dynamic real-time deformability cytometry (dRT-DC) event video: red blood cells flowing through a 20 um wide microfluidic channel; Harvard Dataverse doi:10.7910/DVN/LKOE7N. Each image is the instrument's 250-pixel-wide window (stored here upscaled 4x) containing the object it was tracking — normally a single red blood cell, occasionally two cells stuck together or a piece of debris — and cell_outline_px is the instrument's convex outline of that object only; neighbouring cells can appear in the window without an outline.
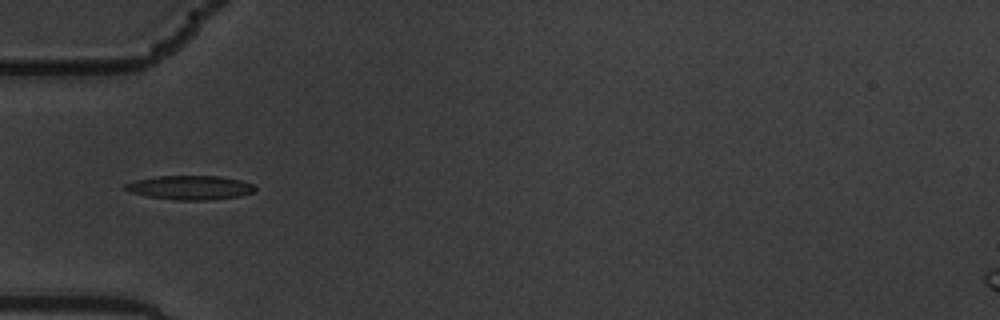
{"species": "common noctule bat (a hibernating species)", "species_latin": "Nyctalus noctula", "temperature_condition": "warm", "stored_images_in_passage": 9, "camera_frame_rate_fps": 3000, "um_per_image_px": 0.085, "animal": {"sex": "male", "body_mass_g": 19.5, "forearm_length_mm": 54.6}, "frame": {"image": 1, "passage_image": 6, "time_ms": 1.667, "image_size_px": [1000, 320], "cell_outline_px": [[256, 188], [252, 192], [240, 196], [208, 200], [176, 200], [148, 196], [128, 192], [124, 188], [124, 184], [136, 180], [156, 176], [220, 176], [240, 180], [252, 184]], "centroid_in_image_um": [16.13, 15.94], "position_along_channel_um": 68.9, "area_um2": 18.15}}
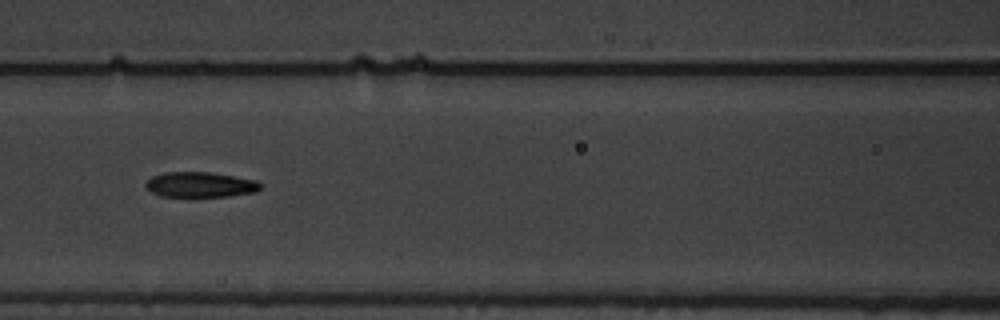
{"frame": {"image": 2, "passage_image": 8, "time_ms": 2.333, "image_size_px": [1000, 320], "cell_outline_px": [[260, 188], [256, 192], [228, 196], [160, 196], [152, 192], [144, 184], [152, 176], [164, 172], [212, 172], [256, 180], [260, 184]], "centroid_in_image_um": [17.02, 15.68], "position_along_channel_um": 149.6, "area_um2": 16.76}}
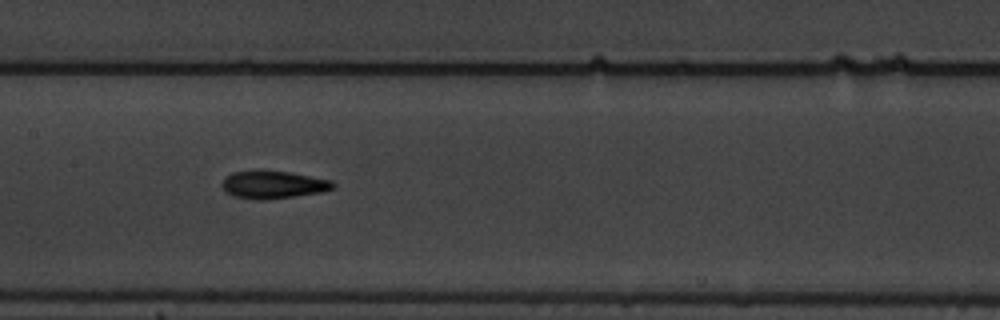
{"frame": {"image": 3, "passage_image": 9, "time_ms": 2.667, "image_size_px": [1000, 320], "cell_outline_px": [[336, 184], [332, 188], [324, 192], [264, 200], [256, 200], [232, 196], [220, 184], [224, 176], [232, 172], [264, 168], [288, 172], [332, 180]], "centroid_in_image_um": [23.18, 15.67], "position_along_channel_um": 184.2, "area_um2": 18.44}}